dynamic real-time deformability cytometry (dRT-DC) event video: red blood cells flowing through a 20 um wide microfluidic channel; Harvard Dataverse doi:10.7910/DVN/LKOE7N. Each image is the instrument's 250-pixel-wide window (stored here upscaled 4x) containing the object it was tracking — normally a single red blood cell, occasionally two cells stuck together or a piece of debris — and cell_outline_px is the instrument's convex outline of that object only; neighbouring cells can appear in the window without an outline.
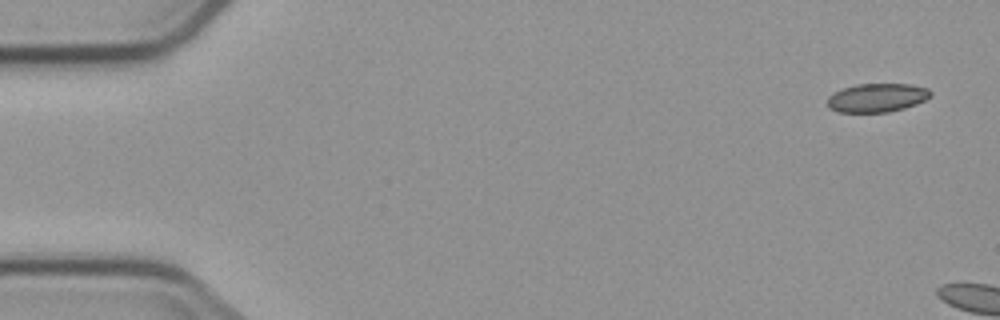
{"species": "common noctule bat (a hibernating species)", "species_latin": "Nyctalus noctula", "temperature_condition": "cold", "stored_images_in_passage": 2, "camera_frame_rate_fps": 3000, "um_per_image_px": 0.085, "animal": {"sex": "male", "body_mass_g": 23.1, "forearm_length_mm": 52.7}, "frame": {"image": 1, "passage_image": 1, "time_ms": 0.0, "image_size_px": [1000, 320], "cell_outline_px": [[932, 96], [916, 104], [904, 108], [888, 112], [840, 112], [828, 108], [828, 96], [832, 92], [856, 84], [912, 84], [928, 88], [932, 92]], "centroid_in_image_um": [74.55, 8.3], "position_along_channel_um": 10.4, "area_um2": 17.34}}